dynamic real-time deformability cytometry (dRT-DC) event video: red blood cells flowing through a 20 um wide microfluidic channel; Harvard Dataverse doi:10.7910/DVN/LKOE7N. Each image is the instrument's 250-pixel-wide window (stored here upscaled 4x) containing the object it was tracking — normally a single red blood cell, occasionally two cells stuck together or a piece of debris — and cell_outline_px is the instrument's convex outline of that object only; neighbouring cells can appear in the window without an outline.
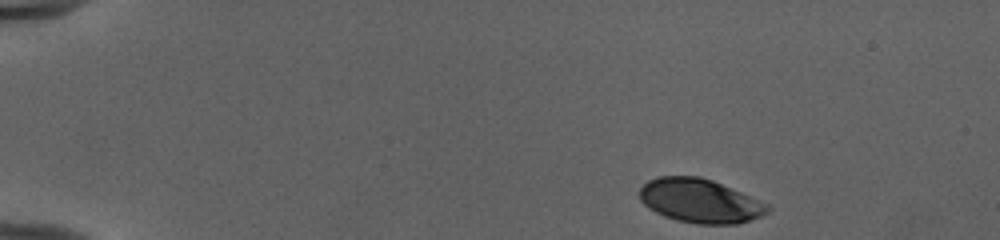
{"species": "human", "species_latin": "Homo sapiens", "temperature_condition": "cold", "stored_images_in_passage": 45, "camera_frame_rate_fps": 3000, "um_per_image_px": 0.085, "donor": {"sex": "female"}, "frame": {"image": 1, "passage_image": 1, "time_ms": 0.0, "image_size_px": [1000, 240], "cell_outline_px": [[772, 208], [768, 212], [760, 216], [736, 224], [696, 224], [676, 220], [664, 216], [648, 208], [640, 200], [640, 188], [648, 180], [660, 176], [700, 176], [712, 180], [768, 204]], "centroid_in_image_um": [59.47, 17.07], "position_along_channel_um": 25.5, "area_um2": 32.6}}
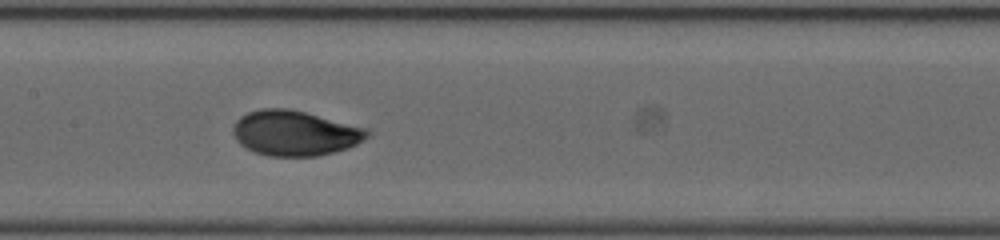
{"frame": {"image": 2, "passage_image": 21, "time_ms": 6.667, "image_size_px": [1000, 240], "cell_outline_px": [[368, 136], [364, 140], [348, 148], [320, 156], [268, 156], [256, 152], [240, 144], [236, 140], [232, 132], [232, 128], [236, 120], [240, 116], [248, 112], [260, 108], [288, 108], [368, 128]], "centroid_in_image_um": [25.05, 11.31], "position_along_channel_um": 182.4, "area_um2": 35.32}}
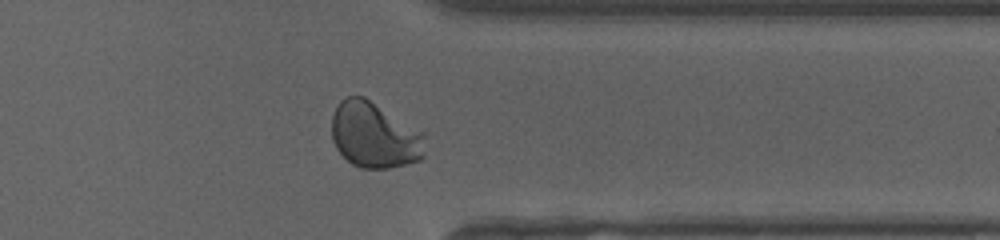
{"frame": {"image": 3, "passage_image": 36, "time_ms": 11.667, "image_size_px": [1000, 240], "cell_outline_px": [[424, 156], [420, 160], [388, 168], [360, 168], [352, 164], [336, 148], [332, 140], [332, 116], [340, 100], [348, 96], [364, 96], [424, 132]], "centroid_in_image_um": [31.83, 11.48], "position_along_channel_um": 379.6, "area_um2": 35.84}, "authors_computed_cell_mechanics": {"area_um2": 34.2754, "velocity_mm_per_s": 3.9749, "shape_relaxation_time_tau1_ms": 3.3709, "shape_relaxation_time_tau2_ms": null, "deformation_change_tau1": 0.1548, "deformation_change_tau2": null}}